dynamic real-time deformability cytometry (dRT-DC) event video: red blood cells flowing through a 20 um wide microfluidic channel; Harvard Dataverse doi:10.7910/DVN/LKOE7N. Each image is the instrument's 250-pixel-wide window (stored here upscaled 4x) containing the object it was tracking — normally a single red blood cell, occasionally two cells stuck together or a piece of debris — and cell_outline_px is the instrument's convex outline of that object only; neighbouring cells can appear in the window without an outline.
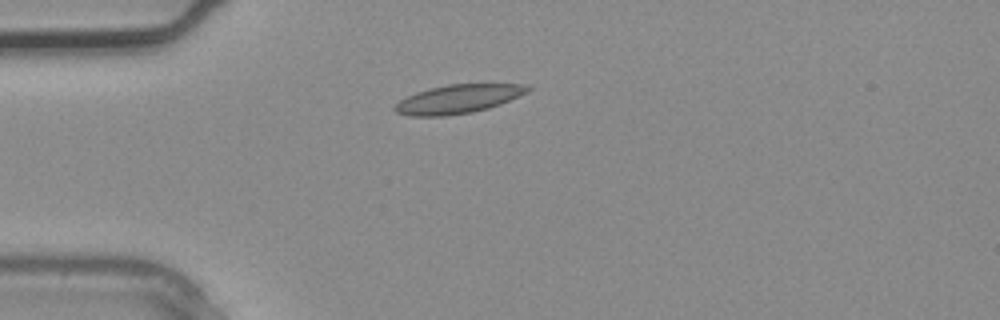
{"species": "common noctule bat (a hibernating species)", "species_latin": "Nyctalus noctula", "temperature_condition": "warm", "stored_images_in_passage": 2, "camera_frame_rate_fps": 3000, "um_per_image_px": 0.085, "animal": {"sex": "male", "body_mass_g": 20.4}, "frame": {"image": 1, "passage_image": 2, "time_ms": 0.333, "image_size_px": [1000, 320], "cell_outline_px": [[532, 88], [528, 92], [500, 104], [488, 108], [472, 112], [444, 116], [408, 116], [396, 112], [392, 108], [400, 100], [416, 92], [428, 88], [448, 84], [528, 84]], "centroid_in_image_um": [38.94, 8.41], "position_along_channel_um": 46.1, "area_um2": 22.25}}